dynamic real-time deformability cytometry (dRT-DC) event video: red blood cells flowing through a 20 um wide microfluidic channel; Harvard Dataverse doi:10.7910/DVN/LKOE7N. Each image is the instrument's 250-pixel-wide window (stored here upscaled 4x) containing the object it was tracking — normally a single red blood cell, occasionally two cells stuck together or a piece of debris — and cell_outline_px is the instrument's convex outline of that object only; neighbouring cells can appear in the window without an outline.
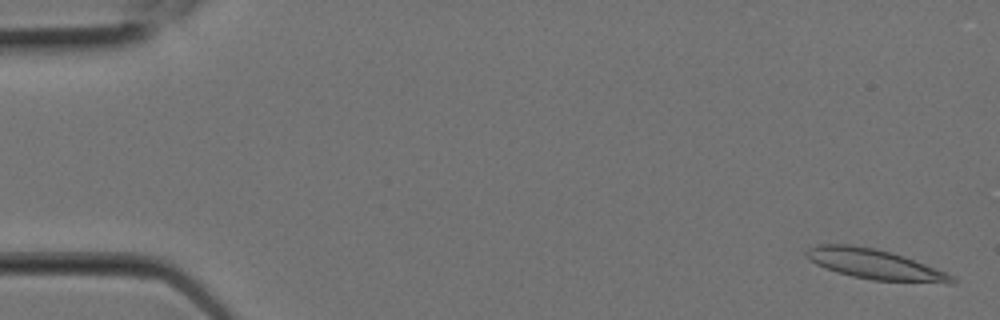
{"species": "Egyptian fruit bat (a non-hibernating species)", "species_latin": "Rousettus aegyptiacus", "temperature_condition": "room temperature", "stored_images_in_passage": 9, "camera_frame_rate_fps": 3000, "um_per_image_px": 0.085, "animal": {"sex": "female"}, "frame": {"image": 1, "passage_image": 1, "time_ms": 0.0, "image_size_px": [1000, 320], "cell_outline_px": [[956, 284], [872, 280], [852, 276], [836, 272], [824, 268], [816, 264], [804, 252], [808, 248], [816, 244], [848, 244], [876, 248], [892, 252], [904, 256], [944, 272], [952, 276], [956, 280]], "centroid_in_image_um": [74.34, 22.46], "position_along_channel_um": 10.7, "area_um2": 25.43}}
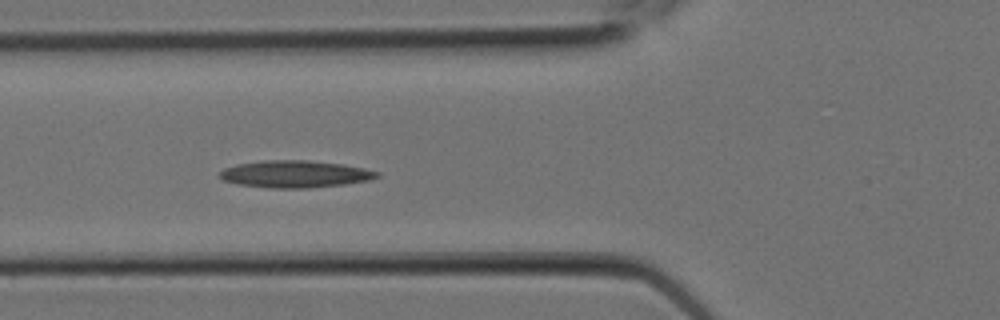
{"frame": {"image": 2, "passage_image": 8, "time_ms": 2.333, "image_size_px": [1000, 320], "cell_outline_px": [[380, 176], [368, 180], [344, 184], [308, 188], [272, 188], [240, 184], [224, 180], [220, 176], [220, 172], [224, 168], [236, 164], [260, 160], [308, 160], [344, 164], [364, 168], [380, 172]], "centroid_in_image_um": [25.1, 14.78], "position_along_channel_um": 100.7, "area_um2": 24.8}}
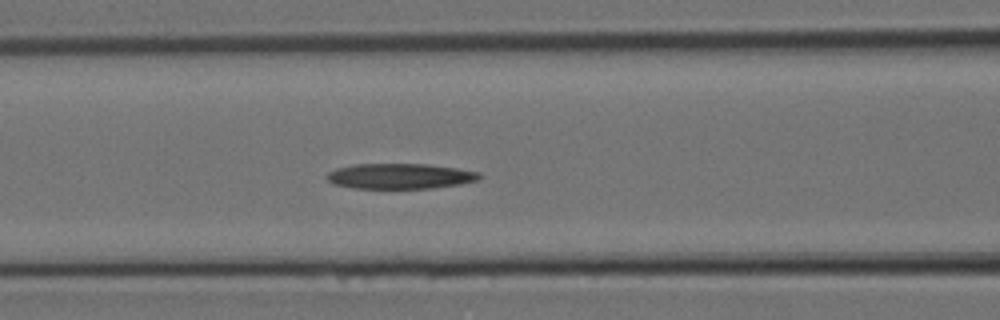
{"frame": {"image": 3, "passage_image": 9, "time_ms": 2.667, "image_size_px": [1000, 320], "cell_outline_px": [[484, 176], [480, 180], [460, 184], [432, 188], [352, 188], [332, 184], [324, 176], [328, 172], [336, 168], [352, 164], [428, 164], [456, 168], [480, 172]], "centroid_in_image_um": [34.0, 14.97], "position_along_channel_um": 132.6, "area_um2": 22.83}}